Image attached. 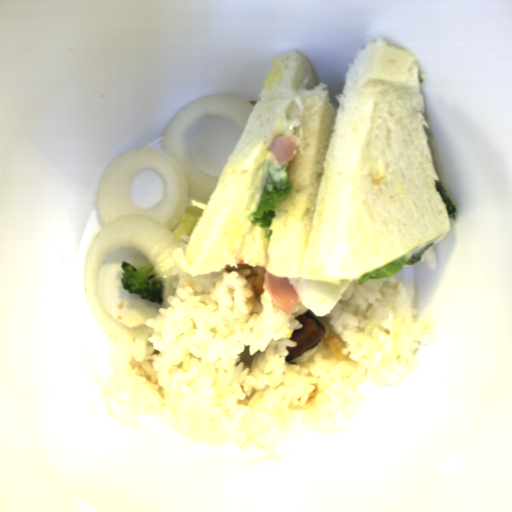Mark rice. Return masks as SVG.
<instances>
[{
	"mask_svg": "<svg viewBox=\"0 0 512 512\" xmlns=\"http://www.w3.org/2000/svg\"><path fill=\"white\" fill-rule=\"evenodd\" d=\"M265 267L226 266L190 276L176 266L173 293L130 336L98 390L114 422L154 419L214 445L267 447L393 387L430 336L414 290L392 276L352 280L316 346L286 361L303 328L265 286Z\"/></svg>",
	"mask_w": 512,
	"mask_h": 512,
	"instance_id": "rice-1",
	"label": "rice"
}]
</instances>
